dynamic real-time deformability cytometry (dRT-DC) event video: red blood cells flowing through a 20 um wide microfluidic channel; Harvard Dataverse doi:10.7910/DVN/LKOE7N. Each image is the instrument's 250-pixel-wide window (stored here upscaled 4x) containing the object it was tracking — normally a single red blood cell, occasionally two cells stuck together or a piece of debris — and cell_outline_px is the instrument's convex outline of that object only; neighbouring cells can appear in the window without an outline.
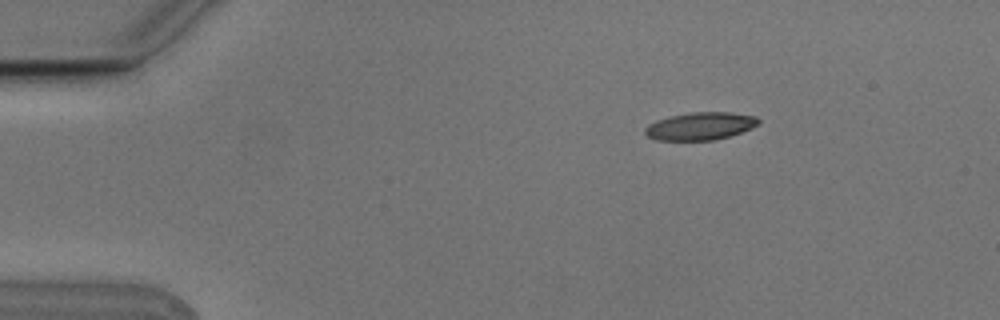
{"species": "Egyptian fruit bat (a non-hibernating species)", "species_latin": "Rousettus aegyptiacus", "temperature_condition": "cold", "stored_images_in_passage": 4, "camera_frame_rate_fps": 3000, "um_per_image_px": 0.085, "animal": {"sex": "male"}, "frame": {"image": 1, "passage_image": 2, "time_ms": 0.333, "image_size_px": [1000, 320], "cell_outline_px": [[760, 124], [752, 128], [728, 136], [712, 140], [656, 140], [648, 136], [644, 132], [644, 128], [648, 124], [656, 120], [672, 116], [692, 112], [728, 112], [756, 116], [760, 120]], "centroid_in_image_um": [59.53, 10.71], "position_along_channel_um": 25.5, "area_um2": 18.21}}